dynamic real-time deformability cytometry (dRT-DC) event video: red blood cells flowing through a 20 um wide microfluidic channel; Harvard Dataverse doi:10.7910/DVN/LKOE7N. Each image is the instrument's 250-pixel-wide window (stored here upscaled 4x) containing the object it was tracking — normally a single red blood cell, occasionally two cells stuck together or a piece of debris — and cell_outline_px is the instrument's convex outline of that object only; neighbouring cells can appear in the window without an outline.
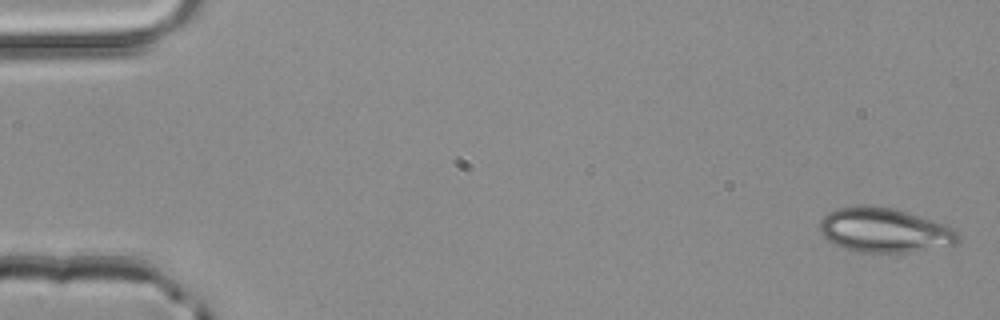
{"species": "common noctule bat (a hibernating species)", "species_latin": "Nyctalus noctula", "temperature_condition": "room temperature", "stored_images_in_passage": 5, "camera_frame_rate_fps": 3000, "um_per_image_px": 0.085, "animal": {"sex": "male", "body_mass_g": 20.4}, "frame": {"image": 1, "passage_image": 1, "time_ms": 0.0, "image_size_px": [1000, 320], "cell_outline_px": [[960, 240], [956, 244], [904, 252], [860, 252], [832, 244], [820, 232], [820, 220], [828, 212], [836, 208], [856, 204], [892, 208], [944, 224], [952, 228], [960, 236]], "centroid_in_image_um": [75.12, 19.55], "position_along_channel_um": 9.9, "area_um2": 35.49}}